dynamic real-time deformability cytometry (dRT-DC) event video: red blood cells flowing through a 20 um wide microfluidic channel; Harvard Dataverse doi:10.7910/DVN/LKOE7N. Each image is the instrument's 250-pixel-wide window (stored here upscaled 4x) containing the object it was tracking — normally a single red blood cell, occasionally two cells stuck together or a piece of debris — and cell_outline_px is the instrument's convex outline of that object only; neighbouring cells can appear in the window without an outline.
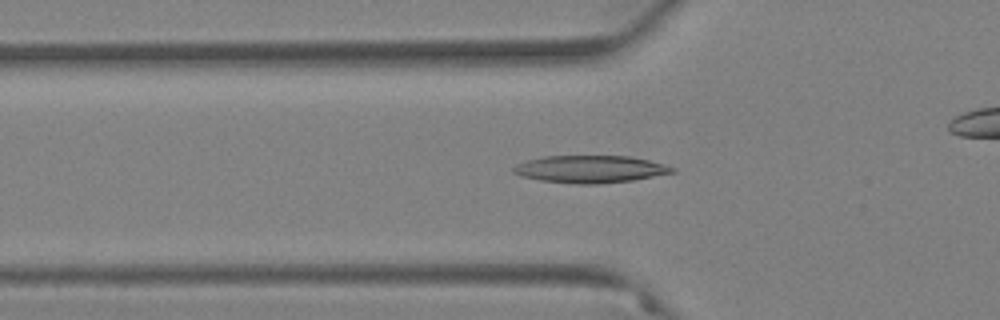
{"species": "Egyptian fruit bat (a non-hibernating species)", "species_latin": "Rousettus aegyptiacus", "temperature_condition": "warm", "stored_images_in_passage": 52, "camera_frame_rate_fps": 3000, "um_per_image_px": 0.085, "animal": {"sex": "female"}, "frame": {"image": 1, "passage_image": 21, "time_ms": 6.667, "image_size_px": [1000, 320], "cell_outline_px": [[676, 172], [632, 180], [596, 184], [576, 184], [540, 180], [520, 176], [512, 172], [512, 168], [516, 164], [528, 160], [544, 156], [628, 156], [648, 160], [664, 164], [676, 168]], "centroid_in_image_um": [50.15, 14.38], "position_along_channel_um": 75.6, "area_um2": 25.26}}
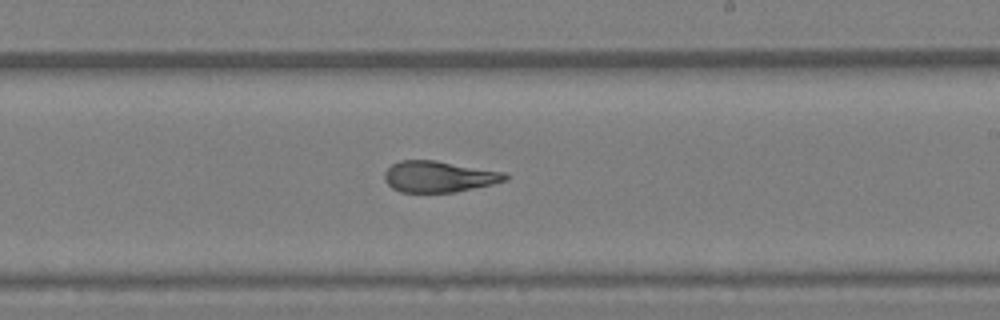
{"frame": {"image": 2, "passage_image": 36, "time_ms": 11.667, "image_size_px": [1000, 320], "cell_outline_px": [[508, 180], [492, 184], [456, 192], [400, 192], [392, 188], [384, 180], [384, 172], [392, 164], [400, 160], [436, 160], [504, 172], [508, 176]], "centroid_in_image_um": [37.29, 15.01], "position_along_channel_um": 251.7, "area_um2": 21.96}}
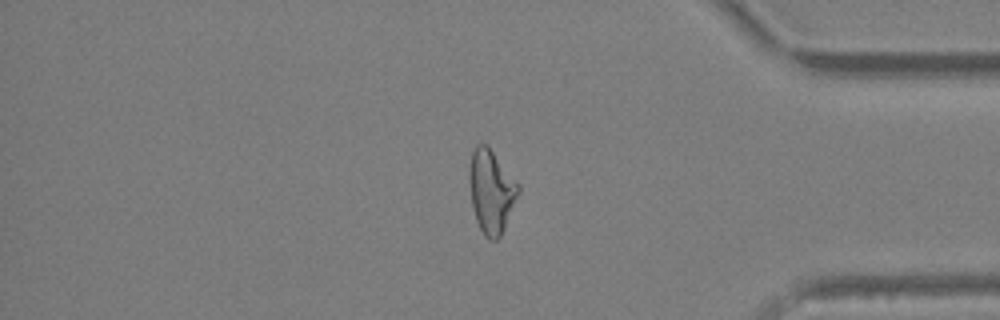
{"frame": {"image": 3, "passage_image": 50, "time_ms": 16.333, "image_size_px": [1000, 320], "cell_outline_px": [[520, 192], [504, 228], [500, 236], [496, 240], [488, 240], [484, 236], [476, 220], [472, 204], [468, 180], [468, 172], [472, 152], [476, 144], [488, 144], [520, 184]], "centroid_in_image_um": [41.76, 16.23], "position_along_channel_um": 393.4, "area_um2": 24.1}}